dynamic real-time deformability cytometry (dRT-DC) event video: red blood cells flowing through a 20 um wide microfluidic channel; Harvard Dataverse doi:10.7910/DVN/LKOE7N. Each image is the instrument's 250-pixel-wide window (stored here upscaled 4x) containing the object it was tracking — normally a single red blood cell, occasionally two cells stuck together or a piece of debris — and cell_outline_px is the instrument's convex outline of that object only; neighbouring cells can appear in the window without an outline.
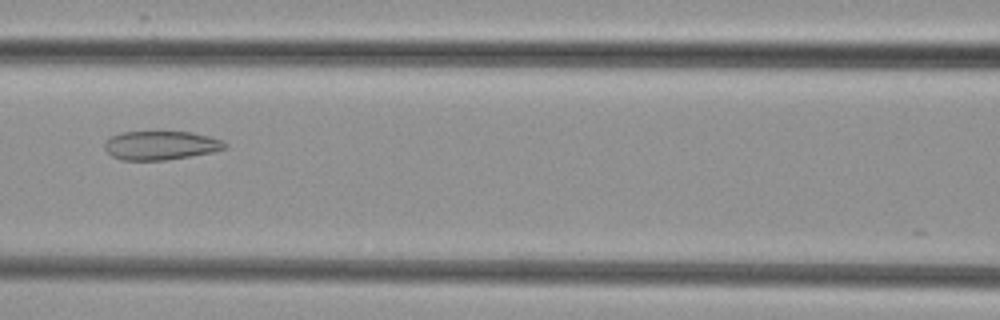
{"species": "common noctule bat (a hibernating species)", "species_latin": "Nyctalus noctula", "temperature_condition": "cold", "stored_images_in_passage": 3, "camera_frame_rate_fps": 3000, "um_per_image_px": 0.085, "animal": {"sex": "female", "body_mass_g": 29.2, "forearm_length_mm": 56.3}, "frame": {"image": 1, "passage_image": 3, "time_ms": 2.333, "image_size_px": [1000, 320], "cell_outline_px": [[228, 148], [216, 152], [164, 160], [120, 160], [112, 156], [104, 148], [104, 144], [112, 136], [120, 132], [192, 132], [212, 136], [224, 140], [228, 144]], "centroid_in_image_um": [13.74, 12.36], "position_along_channel_um": 152.9, "area_um2": 20.46}}